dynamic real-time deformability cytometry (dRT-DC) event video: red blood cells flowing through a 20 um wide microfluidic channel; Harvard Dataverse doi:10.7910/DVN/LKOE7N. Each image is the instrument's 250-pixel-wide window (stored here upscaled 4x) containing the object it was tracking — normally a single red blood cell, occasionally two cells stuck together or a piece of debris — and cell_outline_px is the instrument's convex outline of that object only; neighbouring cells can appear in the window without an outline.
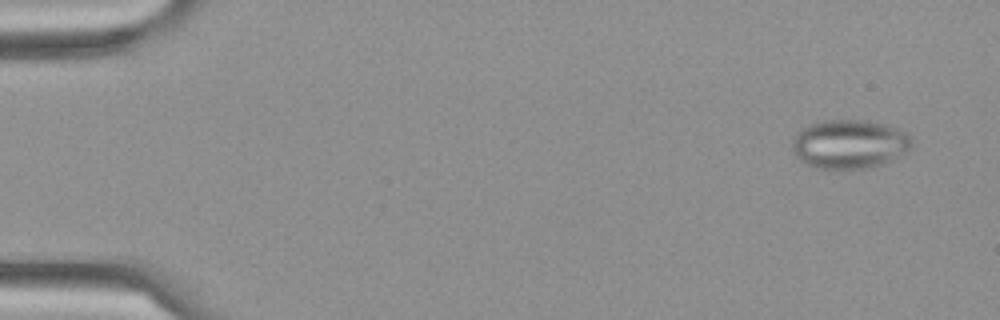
{"species": "Egyptian fruit bat (a non-hibernating species)", "species_latin": "Rousettus aegyptiacus", "temperature_condition": "cold", "stored_images_in_passage": 7, "camera_frame_rate_fps": 3000, "um_per_image_px": 0.085, "frame": {"image": 1, "passage_image": 1, "time_ms": 0.0, "image_size_px": [1000, 320], "cell_outline_px": [[912, 144], [908, 148], [892, 160], [884, 164], [868, 168], [816, 168], [800, 160], [796, 156], [792, 148], [792, 140], [796, 132], [800, 128], [808, 124], [824, 120], [864, 120], [888, 124], [912, 136]], "centroid_in_image_um": [72.17, 12.23], "position_along_channel_um": 12.8, "area_um2": 34.16}}